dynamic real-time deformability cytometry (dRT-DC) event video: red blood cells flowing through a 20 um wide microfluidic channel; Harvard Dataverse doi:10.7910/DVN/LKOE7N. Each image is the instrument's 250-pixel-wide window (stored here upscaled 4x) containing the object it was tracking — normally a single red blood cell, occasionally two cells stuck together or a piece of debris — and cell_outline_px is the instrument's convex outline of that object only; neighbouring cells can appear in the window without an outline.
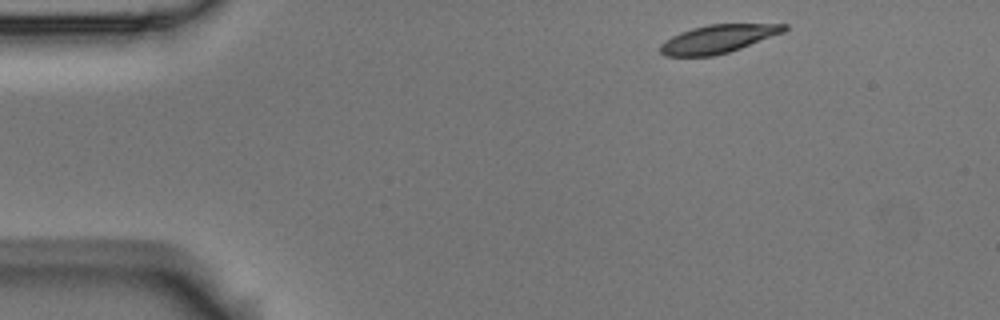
{"species": "Egyptian fruit bat (a non-hibernating species)", "species_latin": "Rousettus aegyptiacus", "temperature_condition": "room temperature", "stored_images_in_passage": 7, "camera_frame_rate_fps": 3000, "um_per_image_px": 0.085, "animal": {"sex": "male"}, "frame": {"image": 1, "passage_image": 1, "time_ms": 0.0, "image_size_px": [1000, 320], "cell_outline_px": [[788, 28], [784, 32], [740, 48], [728, 52], [712, 56], [664, 56], [660, 52], [660, 44], [672, 36], [680, 32], [692, 28], [708, 24], [788, 24]], "centroid_in_image_um": [61.02, 3.3], "position_along_channel_um": 24.0, "area_um2": 20.23}}
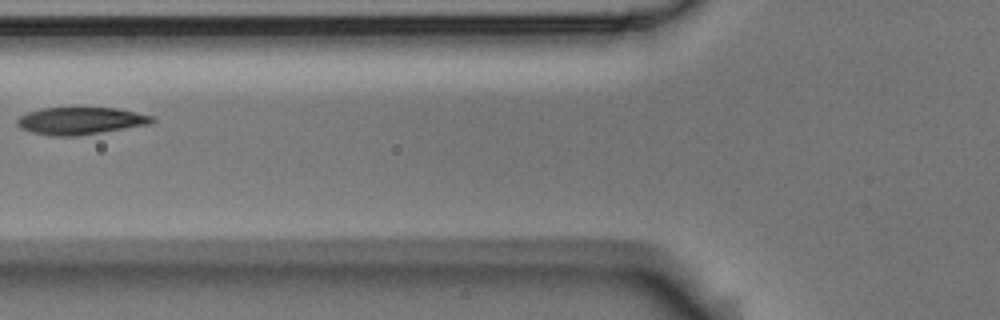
{"frame": {"image": 2, "passage_image": 5, "time_ms": 1.333, "image_size_px": [1000, 320], "cell_outline_px": [[156, 120], [152, 124], [80, 136], [52, 136], [32, 132], [20, 128], [16, 124], [16, 120], [20, 116], [28, 112], [40, 108], [120, 108], [152, 116]], "centroid_in_image_um": [6.86, 10.27], "position_along_channel_um": 118.9, "area_um2": 21.68}}
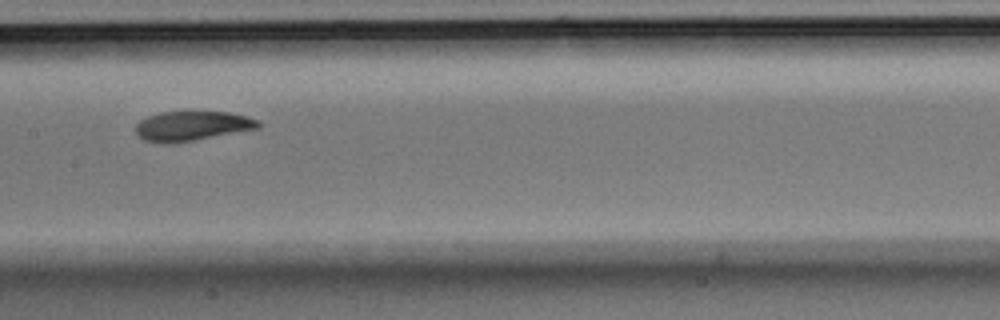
{"frame": {"image": 3, "passage_image": 7, "time_ms": 2.0, "image_size_px": [1000, 320], "cell_outline_px": [[260, 128], [176, 144], [144, 140], [136, 132], [136, 124], [140, 120], [148, 116], [160, 112], [228, 112], [260, 120]], "centroid_in_image_um": [16.34, 10.71], "position_along_channel_um": 191.1, "area_um2": 21.15}}